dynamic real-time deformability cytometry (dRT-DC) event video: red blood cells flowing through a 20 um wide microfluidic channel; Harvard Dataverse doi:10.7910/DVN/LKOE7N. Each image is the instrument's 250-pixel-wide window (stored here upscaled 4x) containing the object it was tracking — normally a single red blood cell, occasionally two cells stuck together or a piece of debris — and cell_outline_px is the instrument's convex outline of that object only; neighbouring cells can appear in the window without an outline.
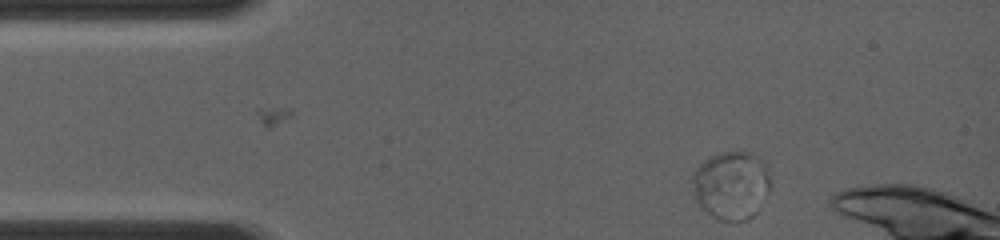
{"species": "common noctule bat (a hibernating species)", "species_latin": "Nyctalus noctula", "temperature_condition": "room temperature", "stored_images_in_passage": 2, "camera_frame_rate_fps": 4000, "um_per_image_px": 0.085, "animal": {"sex": "female", "body_mass_g": 19.0, "forearm_length_mm": 56.7}, "frame": {"image": 1, "passage_image": 1, "time_ms": 0.0, "image_size_px": [1000, 240], "cell_outline_px": [[772, 184], [768, 192], [756, 212], [752, 216], [744, 220], [720, 220], [712, 216], [700, 208], [692, 192], [692, 172], [704, 160], [720, 152], [752, 152], [764, 160]], "centroid_in_image_um": [62.15, 15.73], "position_along_channel_um": 22.9, "area_um2": 31.39}}